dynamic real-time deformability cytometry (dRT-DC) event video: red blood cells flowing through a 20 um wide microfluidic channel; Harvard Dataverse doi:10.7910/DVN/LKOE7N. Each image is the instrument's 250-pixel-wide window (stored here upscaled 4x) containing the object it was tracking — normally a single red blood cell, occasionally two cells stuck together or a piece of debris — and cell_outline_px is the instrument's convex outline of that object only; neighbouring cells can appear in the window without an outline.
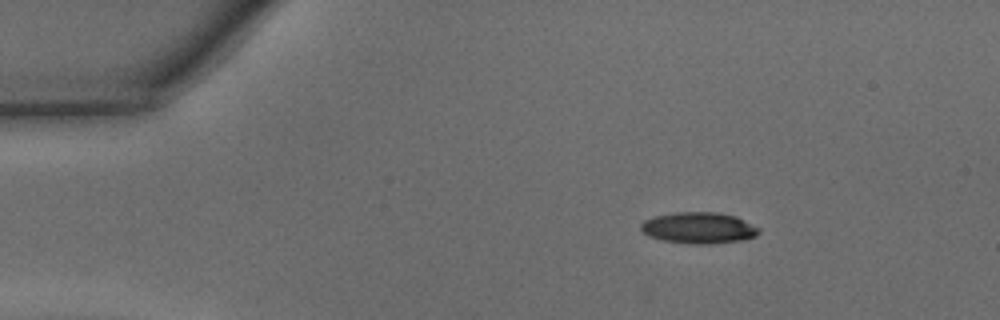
{"species": "common noctule bat (a hibernating species)", "species_latin": "Nyctalus noctula", "temperature_condition": "warm", "stored_images_in_passage": 30, "camera_frame_rate_fps": 3000, "um_per_image_px": 0.085, "animal": {"sex": "male", "body_mass_g": 15.6}, "frame": {"image": 1, "passage_image": 7, "time_ms": 2.0, "image_size_px": [1000, 320], "cell_outline_px": [[760, 232], [756, 236], [744, 240], [712, 244], [696, 244], [664, 240], [648, 236], [640, 228], [640, 224], [644, 220], [656, 216], [676, 212], [716, 212], [736, 216], [760, 228]], "centroid_in_image_um": [59.43, 19.37], "position_along_channel_um": 25.6, "area_um2": 21.5}}
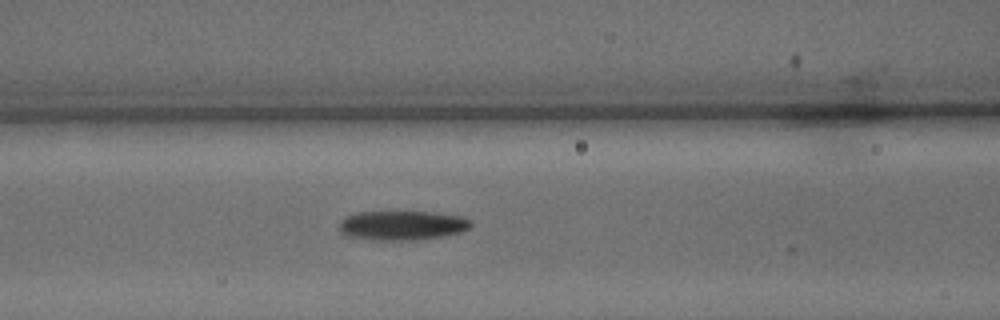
{"frame": {"image": 2, "passage_image": 19, "time_ms": 6.0, "image_size_px": [1000, 320], "cell_outline_px": [[472, 224], [464, 232], [444, 236], [420, 240], [372, 240], [344, 236], [340, 232], [340, 220], [348, 216], [360, 212], [432, 212], [464, 216]], "centroid_in_image_um": [34.2, 19.17], "position_along_channel_um": 132.4, "area_um2": 22.77}}
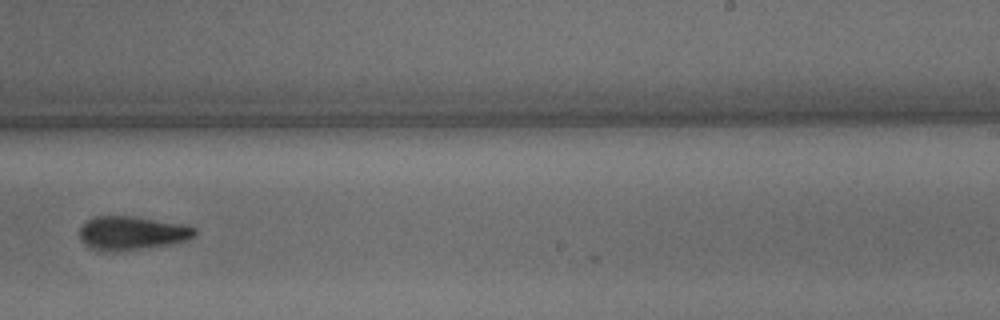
{"frame": {"image": 3, "passage_image": 29, "time_ms": 9.333, "image_size_px": [1000, 320], "cell_outline_px": [[196, 236], [188, 240], [176, 244], [156, 248], [116, 252], [100, 252], [92, 248], [80, 240], [80, 228], [92, 216], [132, 216], [188, 224], [196, 228]], "centroid_in_image_um": [11.29, 19.84], "position_along_channel_um": 277.7, "area_um2": 23.52}}